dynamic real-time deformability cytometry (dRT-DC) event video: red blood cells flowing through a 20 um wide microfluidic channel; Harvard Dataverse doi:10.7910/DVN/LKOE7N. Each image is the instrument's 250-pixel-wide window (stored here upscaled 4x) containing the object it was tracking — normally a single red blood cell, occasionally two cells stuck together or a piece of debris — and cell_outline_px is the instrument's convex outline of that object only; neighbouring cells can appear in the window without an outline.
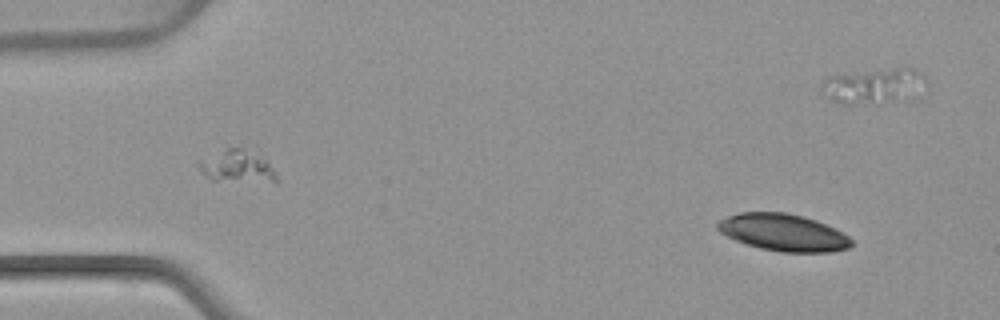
{"species": "common noctule bat (a hibernating species)", "species_latin": "Nyctalus noctula", "temperature_condition": "warm", "stored_images_in_passage": 5, "segment_of_instrument_passage": [2, 2], "camera_frame_rate_fps": 3000, "um_per_image_px": 0.085, "animal": {"sex": "female", "body_mass_g": 22.7, "forearm_length_mm": 54.2}, "frame": {"image": 1, "passage_image": 5, "time_ms": 5.667, "image_size_px": [1000, 320], "cell_outline_px": [[852, 244], [848, 248], [832, 252], [780, 252], [760, 248], [744, 244], [720, 232], [716, 228], [716, 224], [720, 220], [728, 216], [740, 212], [784, 212], [804, 216], [816, 220], [836, 228], [848, 236], [852, 240]], "centroid_in_image_um": [66.58, 19.76], "position_along_channel_um": 18.4, "area_um2": 29.02}}